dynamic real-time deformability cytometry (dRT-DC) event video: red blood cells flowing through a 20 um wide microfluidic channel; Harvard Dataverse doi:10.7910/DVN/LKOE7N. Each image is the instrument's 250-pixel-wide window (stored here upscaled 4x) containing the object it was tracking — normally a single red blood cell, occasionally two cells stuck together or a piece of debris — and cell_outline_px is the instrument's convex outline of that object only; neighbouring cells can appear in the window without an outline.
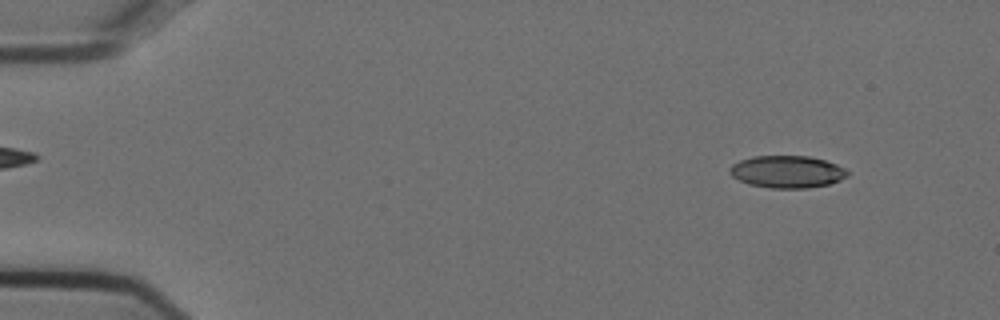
{"species": "Egyptian fruit bat (a non-hibernating species)", "species_latin": "Rousettus aegyptiacus", "temperature_condition": "cold", "stored_images_in_passage": 52, "camera_frame_rate_fps": 3000, "um_per_image_px": 0.085, "animal": {"sex": "female"}, "frame": {"image": 1, "passage_image": 4, "time_ms": 1.0, "image_size_px": [1000, 320], "cell_outline_px": [[848, 176], [840, 180], [828, 184], [808, 188], [772, 188], [748, 184], [732, 176], [728, 172], [728, 168], [732, 164], [740, 160], [752, 156], [808, 156], [824, 160], [836, 164], [844, 168], [848, 172]], "centroid_in_image_um": [66.88, 14.59], "position_along_channel_um": 18.1, "area_um2": 22.14}}
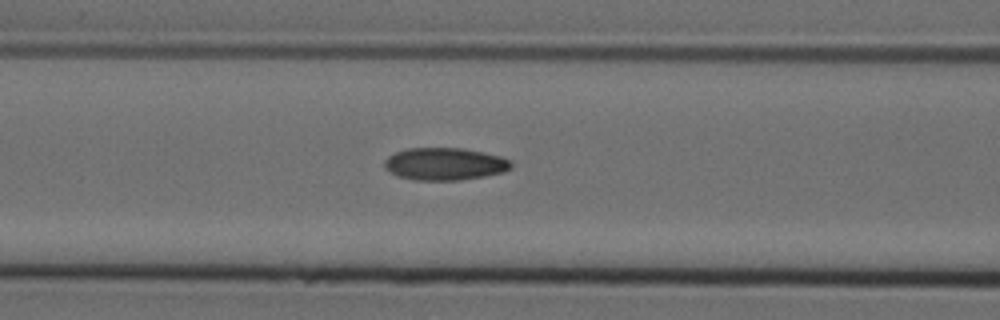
{"frame": {"image": 2, "passage_image": 21, "time_ms": 6.667, "image_size_px": [1000, 320], "cell_outline_px": [[512, 168], [504, 172], [484, 176], [460, 180], [416, 180], [400, 176], [384, 168], [384, 160], [388, 156], [396, 152], [408, 148], [464, 148], [484, 152], [500, 156], [512, 160]], "centroid_in_image_um": [37.84, 13.93], "position_along_channel_um": 128.8, "area_um2": 23.99}}
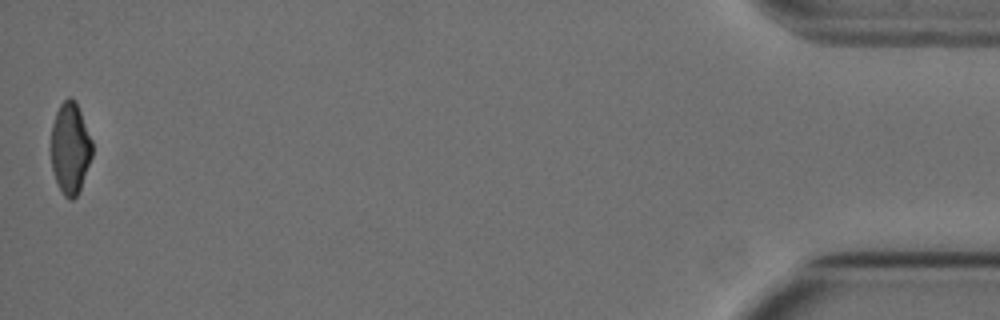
{"frame": {"image": 3, "passage_image": 52, "time_ms": 17.0, "image_size_px": [1000, 320], "cell_outline_px": [[92, 156], [80, 192], [72, 200], [68, 200], [64, 196], [56, 180], [52, 168], [52, 124], [56, 112], [60, 104], [68, 96], [72, 96], [76, 100], [92, 140]], "centroid_in_image_um": [5.99, 12.59], "position_along_channel_um": 429.2, "area_um2": 22.02}, "authors_computed_cell_mechanics": {"area_um2": 23.2356, "velocity_mm_per_s": 3.779, "shape_relaxation_time_tau1_ms": 4.4021, "shape_relaxation_time_tau2_ms": 2.3262, "deformation_change_tau1": 0.1464, "deformation_change_tau2": 0.0803}}